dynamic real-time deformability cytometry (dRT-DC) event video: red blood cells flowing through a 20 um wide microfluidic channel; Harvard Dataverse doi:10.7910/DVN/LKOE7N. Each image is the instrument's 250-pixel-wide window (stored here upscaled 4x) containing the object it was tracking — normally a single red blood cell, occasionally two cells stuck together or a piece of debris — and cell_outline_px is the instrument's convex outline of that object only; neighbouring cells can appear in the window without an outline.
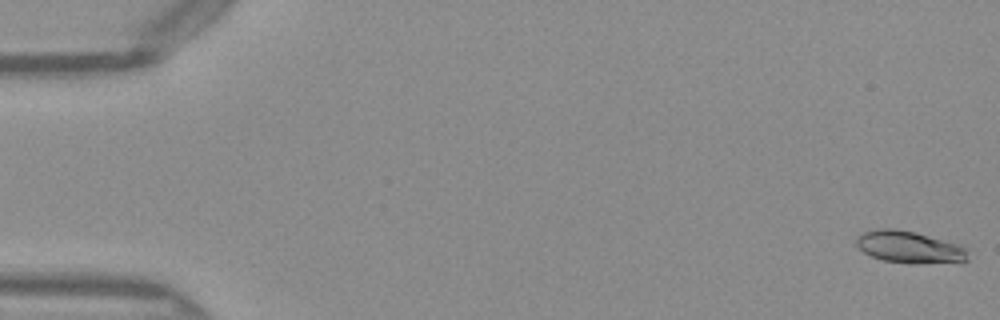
{"species": "Egyptian fruit bat (a non-hibernating species)", "species_latin": "Rousettus aegyptiacus", "temperature_condition": "warm", "stored_images_in_passage": 50, "camera_frame_rate_fps": 3000, "um_per_image_px": 0.085, "frame": {"image": 1, "passage_image": 1, "time_ms": 0.0, "image_size_px": [1000, 320], "cell_outline_px": [[968, 260], [916, 264], [912, 264], [884, 260], [872, 256], [864, 252], [856, 244], [856, 240], [864, 232], [880, 228], [896, 228], [960, 244], [968, 248]], "centroid_in_image_um": [77.32, 21.0], "position_along_channel_um": 7.7, "area_um2": 20.52}}
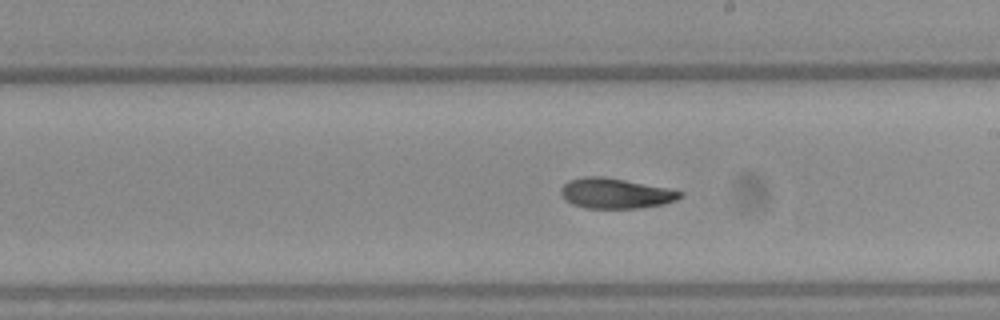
{"frame": {"image": 2, "passage_image": 29, "time_ms": 9.333, "image_size_px": [1000, 320], "cell_outline_px": [[684, 196], [676, 200], [664, 204], [640, 208], [588, 208], [572, 204], [560, 192], [560, 188], [568, 180], [584, 176], [604, 176], [684, 192]], "centroid_in_image_um": [52.31, 16.43], "position_along_channel_um": 236.7, "area_um2": 20.81}}
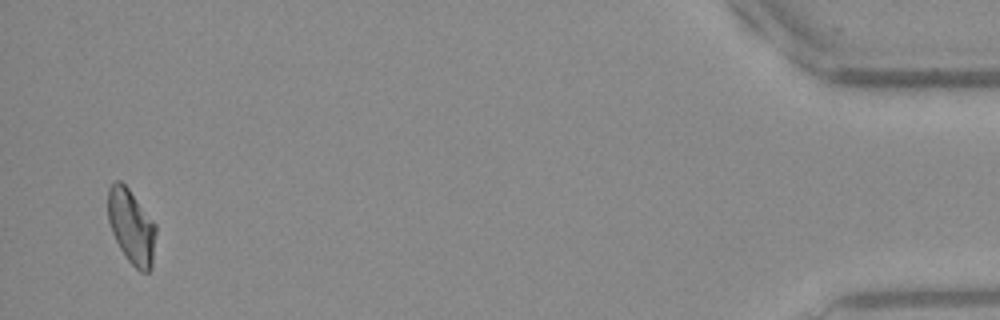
{"frame": {"image": 3, "passage_image": 49, "time_ms": 16.0, "image_size_px": [1000, 320], "cell_outline_px": [[156, 232], [152, 268], [148, 272], [140, 272], [128, 260], [120, 248], [112, 232], [108, 220], [108, 188], [116, 180], [120, 180], [128, 188], [156, 224]], "centroid_in_image_um": [11.18, 19.27], "position_along_channel_um": 424.0, "area_um2": 20.75}, "authors_computed_cell_mechanics": {"area_um2": 20.808, "velocity_mm_per_s": 4.0622, "shape_relaxation_time_tau1_ms": 10.9956, "shape_relaxation_time_tau2_ms": 4.5111, "deformation_change_tau1": 0.2516, "deformation_change_tau2": 0.099}}